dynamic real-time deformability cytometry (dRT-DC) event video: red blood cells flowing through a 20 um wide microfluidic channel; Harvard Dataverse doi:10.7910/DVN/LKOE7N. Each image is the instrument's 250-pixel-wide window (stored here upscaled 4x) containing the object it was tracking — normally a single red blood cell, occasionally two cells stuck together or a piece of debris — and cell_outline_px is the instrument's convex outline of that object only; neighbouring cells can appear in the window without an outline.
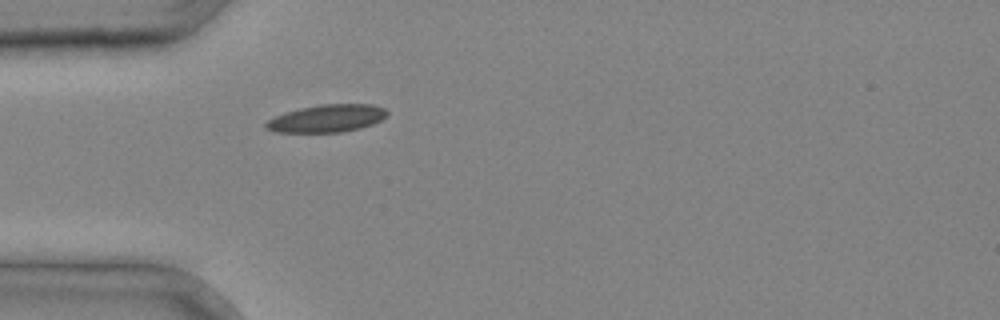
{"species": "common noctule bat (a hibernating species)", "species_latin": "Nyctalus noctula", "temperature_condition": "cold", "stored_images_in_passage": 23, "camera_frame_rate_fps": 3000, "um_per_image_px": 0.085, "animal": {"sex": "male", "body_mass_g": 20.4}, "frame": {"image": 1, "passage_image": 1, "time_ms": 0.0, "image_size_px": [1000, 320], "cell_outline_px": [[388, 116], [372, 124], [360, 128], [340, 132], [276, 132], [264, 128], [264, 124], [268, 120], [284, 112], [300, 108], [320, 104], [372, 104], [384, 108], [388, 112]], "centroid_in_image_um": [27.78, 10.06], "position_along_channel_um": 57.2, "area_um2": 19.48}}
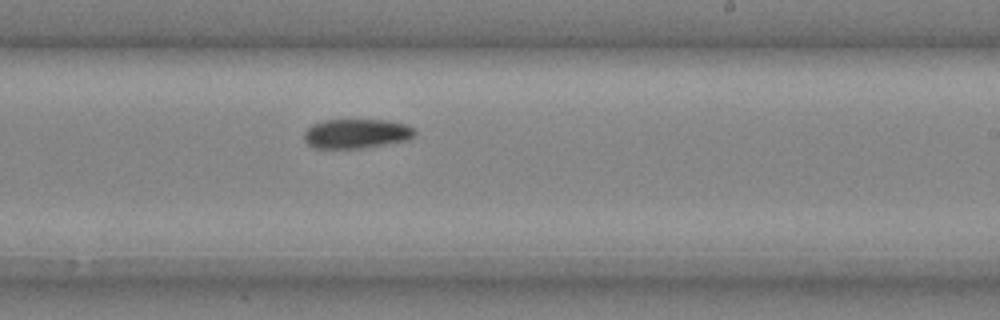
{"frame": {"image": 2, "passage_image": 13, "time_ms": 4.0, "image_size_px": [1000, 320], "cell_outline_px": [[416, 132], [408, 140], [360, 148], [312, 148], [304, 140], [304, 132], [312, 124], [324, 120], [388, 120], [408, 124]], "centroid_in_image_um": [30.27, 11.35], "position_along_channel_um": 258.7, "area_um2": 18.96}}
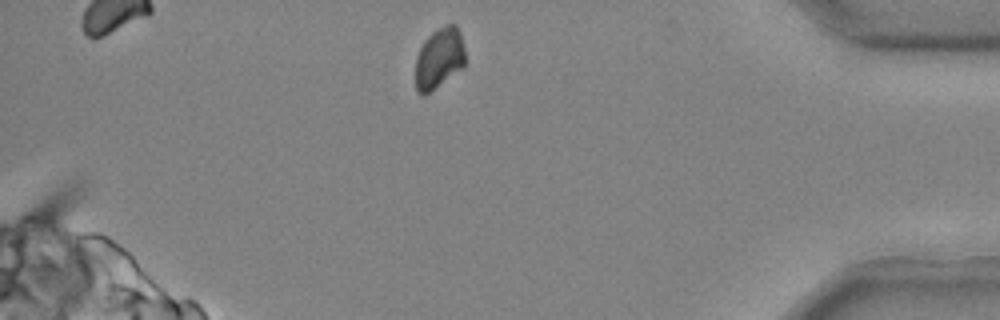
{"frame": {"image": 3, "passage_image": 23, "time_ms": 7.333, "image_size_px": [1000, 320], "cell_outline_px": [[464, 64], [460, 68], [424, 96], [420, 96], [416, 92], [416, 56], [424, 40], [432, 32], [448, 24], [456, 24], [460, 32], [464, 48]], "centroid_in_image_um": [37.3, 4.94], "position_along_channel_um": 397.9, "area_um2": 17.28}}